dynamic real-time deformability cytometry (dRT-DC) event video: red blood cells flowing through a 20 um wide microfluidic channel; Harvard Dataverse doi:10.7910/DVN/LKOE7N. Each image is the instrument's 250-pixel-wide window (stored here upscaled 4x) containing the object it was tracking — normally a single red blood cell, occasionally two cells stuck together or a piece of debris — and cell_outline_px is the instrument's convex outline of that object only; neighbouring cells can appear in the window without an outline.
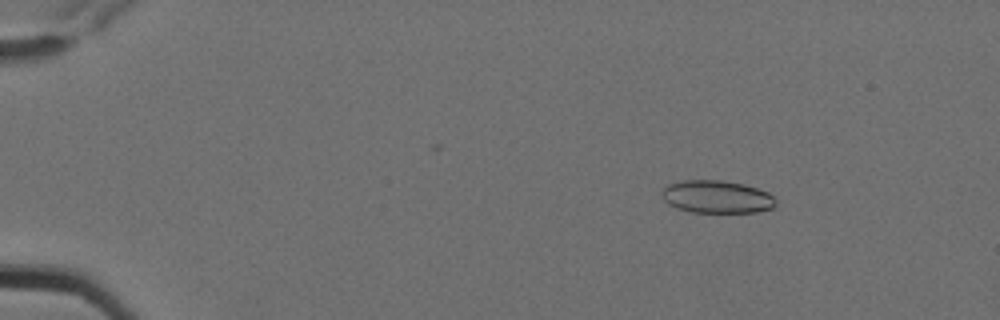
{"species": "Egyptian fruit bat (a non-hibernating species)", "species_latin": "Rousettus aegyptiacus", "temperature_condition": "cold", "stored_images_in_passage": 5, "camera_frame_rate_fps": 3000, "um_per_image_px": 0.085, "animal": {"sex": "female"}, "frame": {"image": 1, "passage_image": 3, "time_ms": 0.667, "image_size_px": [1000, 320], "cell_outline_px": [[776, 204], [772, 208], [756, 212], [688, 212], [676, 208], [668, 204], [664, 200], [660, 192], [668, 184], [680, 180], [720, 180], [744, 184], [768, 192], [772, 196]], "centroid_in_image_um": [60.88, 16.73], "position_along_channel_um": 24.1, "area_um2": 21.79}}